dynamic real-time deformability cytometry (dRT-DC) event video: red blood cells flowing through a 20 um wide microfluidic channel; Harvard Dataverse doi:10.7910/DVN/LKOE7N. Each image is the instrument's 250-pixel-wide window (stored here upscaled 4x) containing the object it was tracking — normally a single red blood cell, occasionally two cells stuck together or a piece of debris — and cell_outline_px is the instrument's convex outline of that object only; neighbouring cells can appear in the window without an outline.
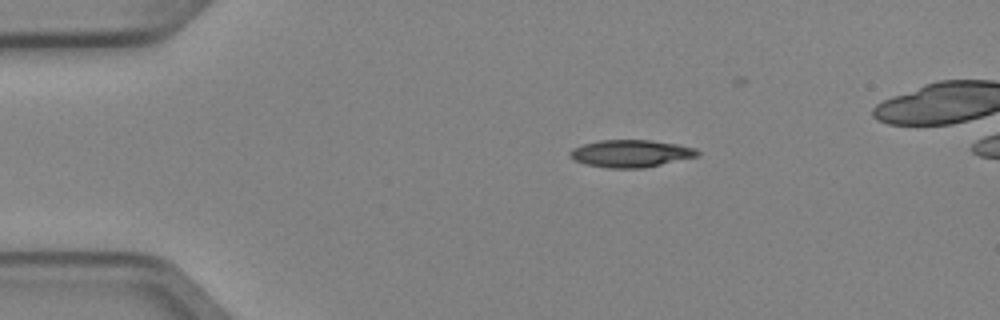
{"species": "Egyptian fruit bat (a non-hibernating species)", "species_latin": "Rousettus aegyptiacus", "temperature_condition": "cold", "stored_images_in_passage": 3, "camera_frame_rate_fps": 3000, "um_per_image_px": 0.085, "animal": {"sex": "female"}, "frame": {"image": 1, "passage_image": 3, "time_ms": 0.667, "image_size_px": [1000, 320], "cell_outline_px": [[700, 156], [644, 168], [608, 168], [588, 164], [576, 160], [568, 156], [568, 152], [572, 148], [584, 144], [600, 140], [648, 140], [676, 144], [696, 148], [700, 152]], "centroid_in_image_um": [53.64, 13.05], "position_along_channel_um": 31.4, "area_um2": 20.29}}